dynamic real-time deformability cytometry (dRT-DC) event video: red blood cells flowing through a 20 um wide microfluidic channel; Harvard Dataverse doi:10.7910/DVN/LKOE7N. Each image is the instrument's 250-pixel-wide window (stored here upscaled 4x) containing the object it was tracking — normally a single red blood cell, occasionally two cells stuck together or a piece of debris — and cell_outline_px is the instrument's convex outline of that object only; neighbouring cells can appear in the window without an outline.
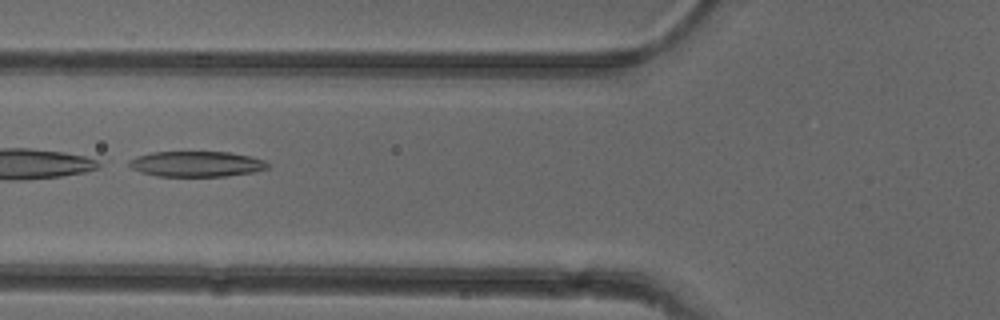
{"species": "common noctule bat (a hibernating species)", "species_latin": "Nyctalus noctula", "temperature_condition": "cold", "stored_images_in_passage": 33, "camera_frame_rate_fps": 3000, "um_per_image_px": 0.085, "animal": {"sex": "female"}, "frame": {"image": 1, "passage_image": 6, "time_ms": 1.667, "image_size_px": [1000, 320], "cell_outline_px": [[272, 164], [268, 168], [256, 172], [224, 176], [156, 176], [140, 172], [132, 168], [128, 164], [128, 160], [136, 156], [152, 152], [228, 152], [252, 156], [264, 160]], "centroid_in_image_um": [16.73, 13.93], "position_along_channel_um": 109.1, "area_um2": 20.81}, "authors_computed_cell_mechanics": {"area_um2": 21.0392, "velocity_mm_per_s": 3.9299, "shape_relaxation_time_tau1_ms": 1.6835, "shape_relaxation_time_tau2_ms": null, "deformation_change_tau1": 0.2807, "deformation_change_tau2": null}}